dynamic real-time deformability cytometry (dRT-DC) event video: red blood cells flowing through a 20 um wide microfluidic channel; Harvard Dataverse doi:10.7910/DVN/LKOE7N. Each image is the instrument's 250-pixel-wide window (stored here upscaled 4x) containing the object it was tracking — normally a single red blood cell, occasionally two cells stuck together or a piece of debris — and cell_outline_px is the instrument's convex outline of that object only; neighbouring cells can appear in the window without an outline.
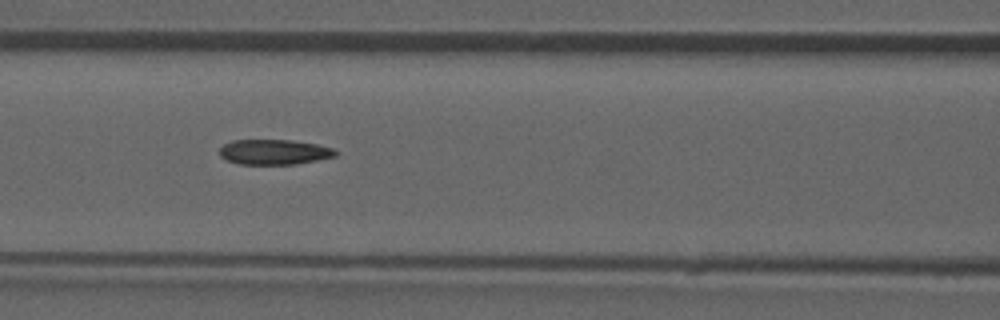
{"species": "common noctule bat (a hibernating species)", "species_latin": "Nyctalus noctula", "temperature_condition": "room temperature", "stored_images_in_passage": 37, "camera_frame_rate_fps": 3000, "um_per_image_px": 0.085, "animal": {"sex": "male", "forearm_length_mm": 52.5}, "frame": {"image": 1, "passage_image": 11, "time_ms": 3.333, "image_size_px": [1000, 320], "cell_outline_px": [[336, 156], [296, 164], [240, 164], [228, 160], [220, 156], [220, 148], [224, 144], [232, 140], [292, 140], [316, 144], [332, 148], [336, 152]], "centroid_in_image_um": [23.29, 12.91], "position_along_channel_um": 143.3, "area_um2": 16.82}, "authors_computed_cell_mechanics": {"area_um2": 17.629, "velocity_mm_per_s": 3.9485, "shape_relaxation_time_tau1_ms": null, "shape_relaxation_time_tau2_ms": 3.9269, "deformation_change_tau1": null, "deformation_change_tau2": 0.1281}}